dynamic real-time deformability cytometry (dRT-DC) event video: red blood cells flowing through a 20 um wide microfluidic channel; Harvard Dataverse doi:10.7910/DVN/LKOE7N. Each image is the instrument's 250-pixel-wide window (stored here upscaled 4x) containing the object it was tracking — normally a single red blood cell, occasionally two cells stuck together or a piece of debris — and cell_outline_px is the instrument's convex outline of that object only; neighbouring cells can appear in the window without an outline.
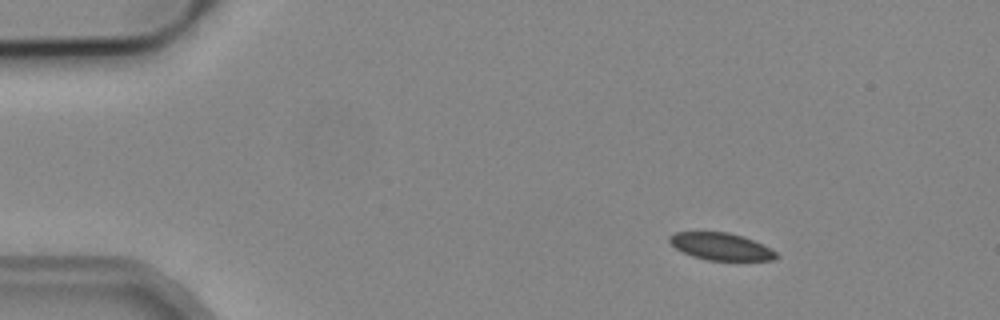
{"species": "common noctule bat (a hibernating species)", "species_latin": "Nyctalus noctula", "temperature_condition": "cold", "stored_images_in_passage": 3, "camera_frame_rate_fps": 3000, "um_per_image_px": 0.085, "animal": {"sex": "male", "body_mass_g": 19.2, "forearm_length_mm": 51.8}, "frame": {"image": 1, "passage_image": 1, "time_ms": 0.0, "image_size_px": [1000, 320], "cell_outline_px": [[780, 256], [772, 260], [708, 260], [692, 256], [676, 248], [668, 240], [668, 236], [676, 232], [728, 232], [764, 244], [772, 248]], "centroid_in_image_um": [61.3, 20.95], "position_along_channel_um": 23.7, "area_um2": 16.82}}